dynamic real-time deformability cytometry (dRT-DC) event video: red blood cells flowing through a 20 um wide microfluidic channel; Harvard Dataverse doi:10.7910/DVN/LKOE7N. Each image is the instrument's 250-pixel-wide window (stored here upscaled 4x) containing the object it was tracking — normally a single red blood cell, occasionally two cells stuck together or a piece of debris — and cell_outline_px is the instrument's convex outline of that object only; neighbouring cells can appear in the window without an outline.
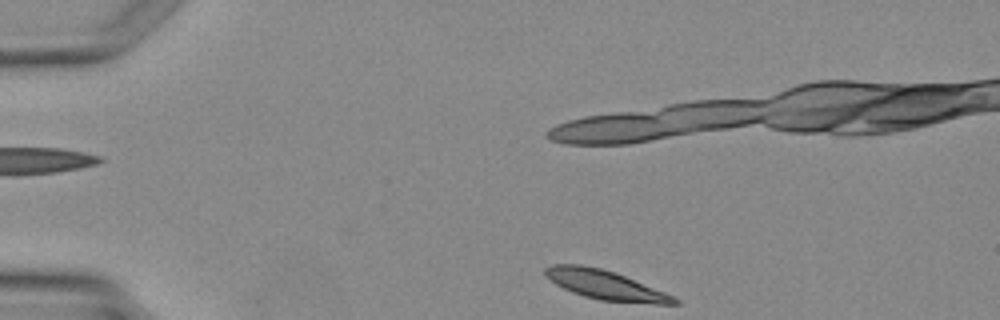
{"species": "Egyptian fruit bat (a non-hibernating species)", "species_latin": "Rousettus aegyptiacus", "temperature_condition": "warm", "stored_images_in_passage": 4, "segment_of_instrument_passage": [2, 2], "camera_frame_rate_fps": 3000, "um_per_image_px": 0.085, "animal": {"sex": "female"}, "frame": {"image": 1, "passage_image": 4, "time_ms": 3.667, "image_size_px": [1000, 320], "cell_outline_px": [[680, 304], [656, 304], [600, 300], [584, 296], [572, 292], [556, 284], [544, 272], [544, 268], [552, 264], [580, 264], [600, 268], [616, 272], [676, 296], [680, 300]], "centroid_in_image_um": [51.53, 24.22], "position_along_channel_um": 33.5, "area_um2": 22.08}}